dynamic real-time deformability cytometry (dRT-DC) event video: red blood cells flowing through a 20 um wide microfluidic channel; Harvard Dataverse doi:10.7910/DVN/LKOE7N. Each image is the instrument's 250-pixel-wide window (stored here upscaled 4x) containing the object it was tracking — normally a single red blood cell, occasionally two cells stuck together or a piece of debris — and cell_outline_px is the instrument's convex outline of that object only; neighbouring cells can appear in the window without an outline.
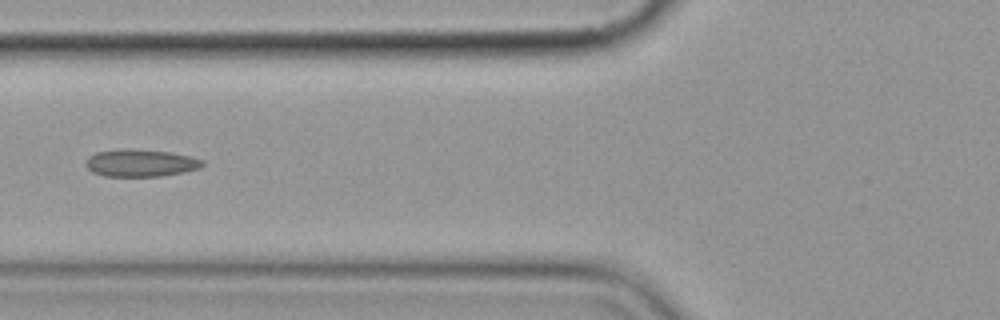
{"species": "common noctule bat (a hibernating species)", "species_latin": "Nyctalus noctula", "temperature_condition": "cold", "stored_images_in_passage": 9, "camera_frame_rate_fps": 3000, "um_per_image_px": 0.085, "animal": {"sex": "female", "body_mass_g": 19.9}, "frame": {"image": 1, "passage_image": 7, "time_ms": 7.0, "image_size_px": [1000, 320], "cell_outline_px": [[204, 164], [200, 168], [184, 172], [160, 176], [104, 176], [92, 172], [84, 164], [88, 156], [96, 152], [120, 148], [132, 148], [168, 152], [192, 156], [204, 160]], "centroid_in_image_um": [11.94, 13.84], "position_along_channel_um": 113.9, "area_um2": 18.84}}
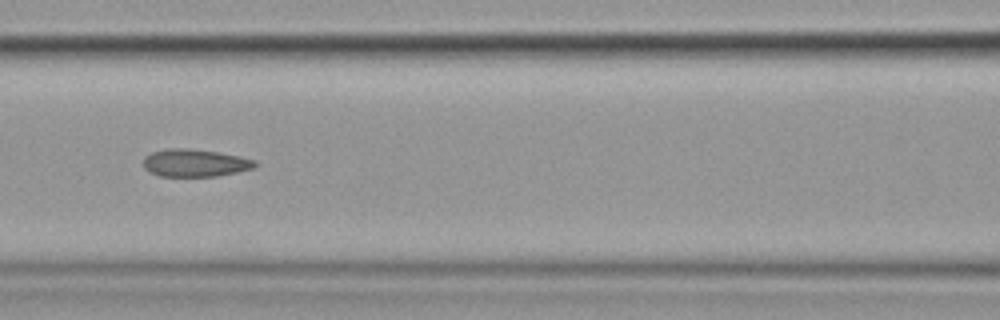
{"frame": {"image": 2, "passage_image": 8, "time_ms": 8.0, "image_size_px": [1000, 320], "cell_outline_px": [[256, 168], [216, 176], [160, 176], [144, 168], [144, 156], [152, 152], [168, 148], [188, 148], [216, 152], [240, 156], [256, 160]], "centroid_in_image_um": [16.59, 13.84], "position_along_channel_um": 150.0, "area_um2": 17.86}}
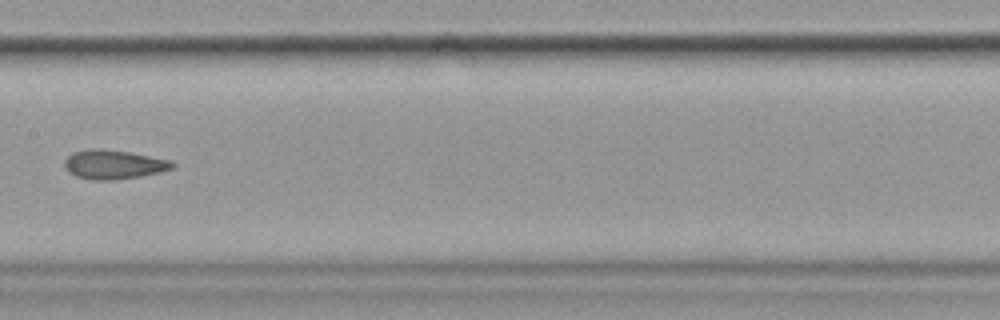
{"frame": {"image": 3, "passage_image": 9, "time_ms": 9.333, "image_size_px": [1000, 320], "cell_outline_px": [[176, 164], [172, 168], [160, 172], [140, 176], [112, 180], [92, 180], [76, 176], [68, 172], [64, 168], [64, 160], [72, 152], [88, 148], [100, 148], [128, 152], [172, 160]], "centroid_in_image_um": [9.62, 13.97], "position_along_channel_um": 197.8, "area_um2": 18.44}}